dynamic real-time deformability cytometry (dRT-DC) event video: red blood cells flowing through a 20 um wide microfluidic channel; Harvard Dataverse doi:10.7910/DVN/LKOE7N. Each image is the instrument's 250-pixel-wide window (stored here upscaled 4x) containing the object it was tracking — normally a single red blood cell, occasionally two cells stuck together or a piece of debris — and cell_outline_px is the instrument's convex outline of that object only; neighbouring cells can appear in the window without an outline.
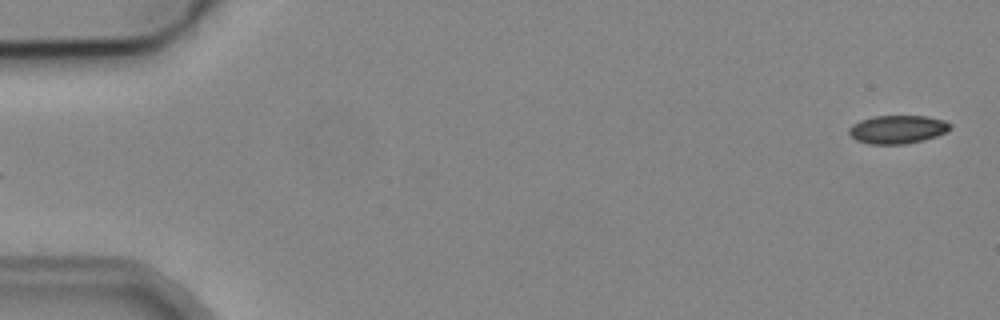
{"species": "common noctule bat (a hibernating species)", "species_latin": "Nyctalus noctula", "temperature_condition": "cold", "stored_images_in_passage": 4, "segment_of_instrument_passage": [2, 2], "camera_frame_rate_fps": 3000, "um_per_image_px": 0.085, "animal": {"sex": "male", "body_mass_g": 19.2, "forearm_length_mm": 51.8}, "frame": {"image": 1, "passage_image": 4, "time_ms": 4.333, "image_size_px": [1000, 320], "cell_outline_px": [[952, 128], [948, 132], [924, 140], [904, 144], [868, 144], [856, 140], [848, 132], [848, 128], [852, 124], [860, 120], [872, 116], [924, 116], [944, 120], [952, 124]], "centroid_in_image_um": [76.3, 11.0], "position_along_channel_um": 8.7, "area_um2": 16.88}}